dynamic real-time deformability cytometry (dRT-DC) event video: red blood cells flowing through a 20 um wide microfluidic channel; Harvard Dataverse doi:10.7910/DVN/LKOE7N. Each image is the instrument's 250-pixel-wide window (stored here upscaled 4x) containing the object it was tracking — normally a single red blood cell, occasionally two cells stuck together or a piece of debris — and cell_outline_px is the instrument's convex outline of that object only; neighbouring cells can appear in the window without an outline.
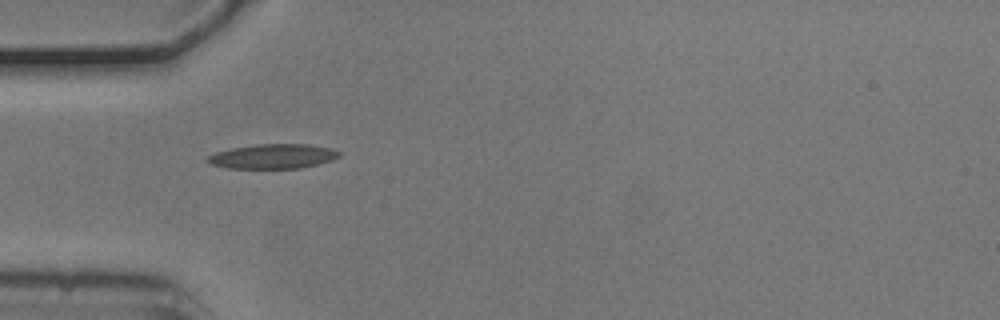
{"species": "common noctule bat (a hibernating species)", "species_latin": "Nyctalus noctula", "temperature_condition": "cold", "stored_images_in_passage": 5, "camera_frame_rate_fps": 3000, "um_per_image_px": 0.085, "animal": {"sex": "male", "body_mass_g": 20.5, "forearm_length_mm": 52.5}, "frame": {"image": 1, "passage_image": 4, "time_ms": 1.0, "image_size_px": [1000, 320], "cell_outline_px": [[340, 156], [332, 160], [300, 168], [228, 168], [212, 164], [204, 160], [208, 156], [216, 152], [232, 148], [256, 144], [308, 144], [332, 148], [340, 152]], "centroid_in_image_um": [23.2, 13.28], "position_along_channel_um": 61.8, "area_um2": 18.79}}
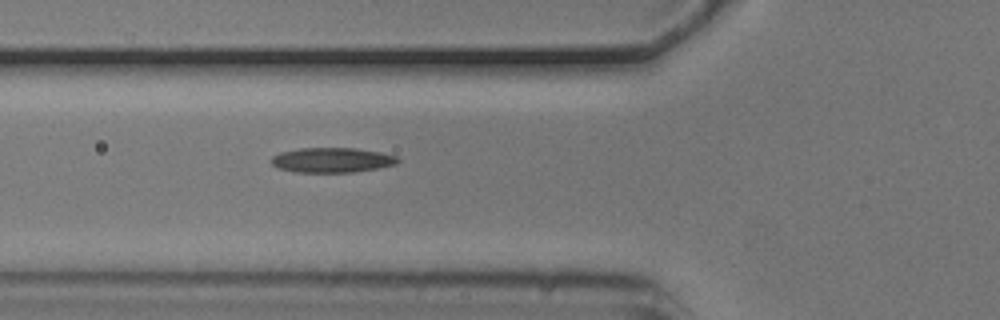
{"frame": {"image": 2, "passage_image": 5, "time_ms": 1.333, "image_size_px": [1000, 320], "cell_outline_px": [[400, 160], [396, 164], [376, 168], [352, 172], [292, 172], [276, 168], [272, 164], [272, 156], [280, 152], [300, 148], [356, 148], [380, 152], [396, 156]], "centroid_in_image_um": [28.18, 13.6], "position_along_channel_um": 97.6, "area_um2": 18.32}}